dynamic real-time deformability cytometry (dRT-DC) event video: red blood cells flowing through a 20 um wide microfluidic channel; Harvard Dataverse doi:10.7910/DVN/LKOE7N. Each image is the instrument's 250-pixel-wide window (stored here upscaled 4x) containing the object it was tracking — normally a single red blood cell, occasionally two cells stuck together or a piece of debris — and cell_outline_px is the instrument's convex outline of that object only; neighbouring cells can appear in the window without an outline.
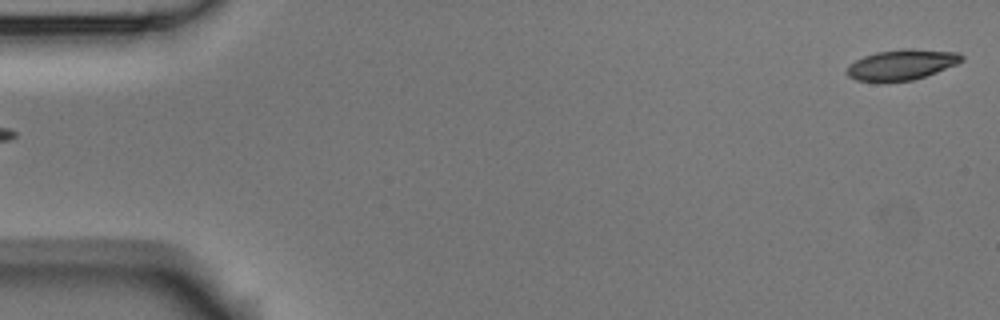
{"species": "Egyptian fruit bat (a non-hibernating species)", "species_latin": "Rousettus aegyptiacus", "temperature_condition": "room temperature", "stored_images_in_passage": 6, "segment_of_instrument_passage": [1, 2], "camera_frame_rate_fps": 3000, "um_per_image_px": 0.085, "animal": {"sex": "male"}, "frame": {"image": 1, "passage_image": 1, "time_ms": 0.0, "image_size_px": [1000, 320], "cell_outline_px": [[964, 60], [956, 64], [936, 72], [912, 80], [880, 84], [856, 80], [848, 76], [844, 72], [848, 64], [864, 56], [876, 52], [904, 48], [912, 48], [960, 52], [964, 56]], "centroid_in_image_um": [76.59, 5.52], "position_along_channel_um": 8.4, "area_um2": 21.04}}
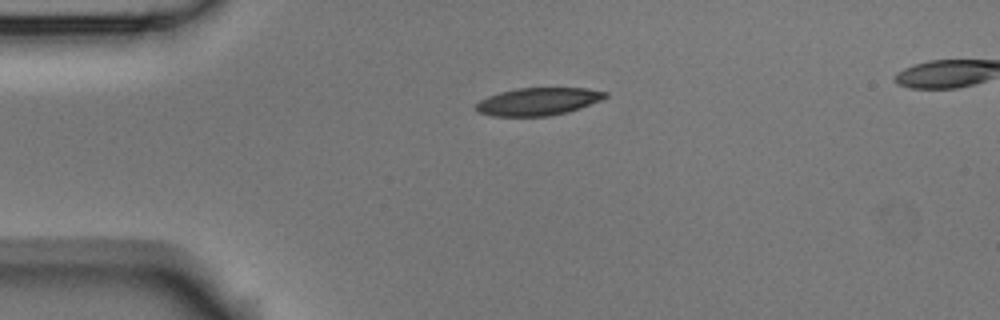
{"frame": {"image": 2, "passage_image": 4, "time_ms": 1.0, "image_size_px": [1000, 320], "cell_outline_px": [[608, 96], [600, 100], [580, 108], [568, 112], [548, 116], [492, 116], [480, 112], [476, 108], [476, 104], [480, 100], [488, 96], [500, 92], [520, 88], [588, 88], [608, 92]], "centroid_in_image_um": [45.77, 8.62], "position_along_channel_um": 39.2, "area_um2": 20.69}}